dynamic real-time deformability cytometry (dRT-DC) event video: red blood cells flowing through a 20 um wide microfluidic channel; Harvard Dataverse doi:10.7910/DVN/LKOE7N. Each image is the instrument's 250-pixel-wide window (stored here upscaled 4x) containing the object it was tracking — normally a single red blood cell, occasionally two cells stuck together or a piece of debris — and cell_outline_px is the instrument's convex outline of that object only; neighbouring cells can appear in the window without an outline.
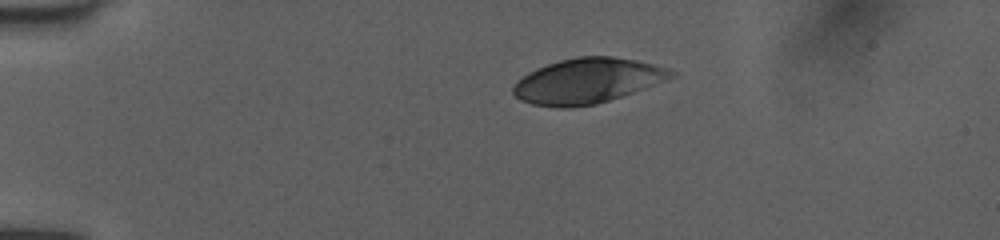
{"species": "human", "species_latin": "Homo sapiens", "temperature_condition": "room temperature", "stored_images_in_passage": 23, "camera_frame_rate_fps": 3000, "um_per_image_px": 0.085, "donor": {"sex": "female"}, "frame": {"image": 1, "passage_image": 1, "time_ms": 0.0, "image_size_px": [1000, 240], "cell_outline_px": [[676, 76], [668, 80], [596, 104], [572, 108], [556, 108], [532, 104], [520, 100], [512, 92], [512, 88], [516, 80], [528, 72], [536, 68], [560, 60], [576, 56], [612, 56], [636, 60], [652, 64], [676, 72]], "centroid_in_image_um": [49.88, 6.88], "position_along_channel_um": 35.1, "area_um2": 41.56}}
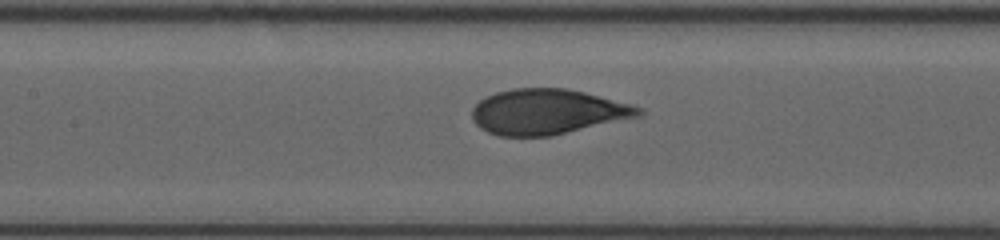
{"frame": {"image": 2, "passage_image": 14, "time_ms": 4.333, "image_size_px": [1000, 240], "cell_outline_px": [[644, 112], [640, 116], [552, 136], [500, 136], [488, 132], [480, 128], [472, 120], [472, 108], [480, 100], [496, 92], [512, 88], [568, 88], [632, 104], [640, 108]], "centroid_in_image_um": [46.53, 9.5], "position_along_channel_um": 160.9, "area_um2": 43.99}}
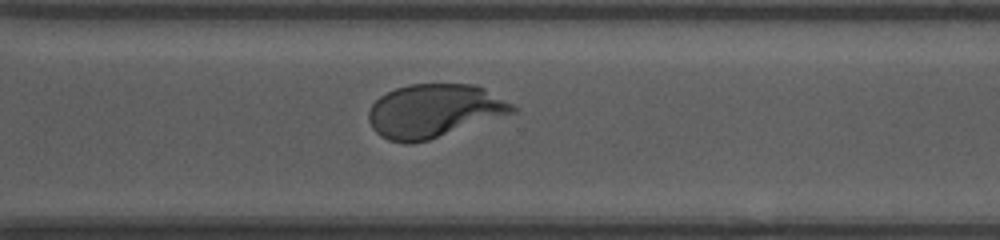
{"frame": {"image": 3, "passage_image": 23, "time_ms": 7.333, "image_size_px": [1000, 240], "cell_outline_px": [[516, 112], [428, 140], [412, 144], [404, 144], [388, 140], [380, 136], [372, 128], [368, 120], [368, 112], [372, 104], [380, 96], [396, 88], [408, 84], [476, 84], [484, 88], [512, 104], [516, 108]], "centroid_in_image_um": [36.86, 9.43], "position_along_channel_um": 333.7, "area_um2": 44.74}}